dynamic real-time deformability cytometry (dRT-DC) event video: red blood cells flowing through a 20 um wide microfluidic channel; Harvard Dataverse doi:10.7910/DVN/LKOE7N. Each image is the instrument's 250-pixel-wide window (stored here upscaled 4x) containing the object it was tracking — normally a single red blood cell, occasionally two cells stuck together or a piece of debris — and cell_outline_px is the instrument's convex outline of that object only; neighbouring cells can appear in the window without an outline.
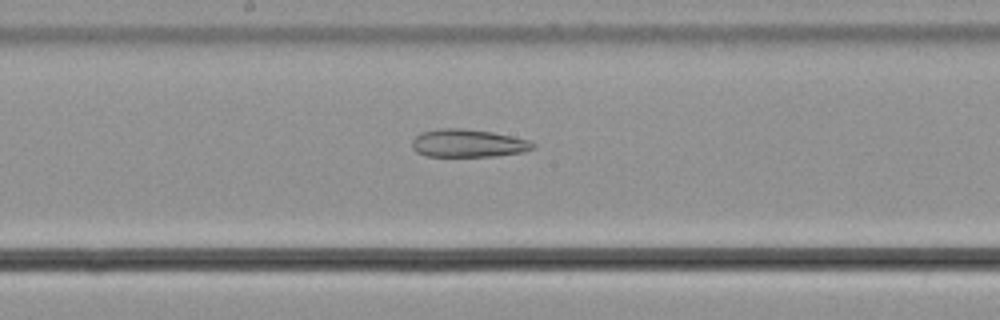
{"species": "common noctule bat (a hibernating species)", "species_latin": "Nyctalus noctula", "temperature_condition": "cold", "stored_images_in_passage": 54, "camera_frame_rate_fps": 3000, "um_per_image_px": 0.085, "animal": {"sex": "male", "body_mass_g": 21.5, "forearm_length_mm": 52.0}, "frame": {"image": 1, "passage_image": 29, "time_ms": 9.333, "image_size_px": [1000, 320], "cell_outline_px": [[536, 144], [532, 148], [524, 152], [496, 156], [428, 156], [416, 152], [412, 148], [412, 140], [420, 132], [436, 128], [464, 128], [492, 132], [532, 140]], "centroid_in_image_um": [39.79, 12.16], "position_along_channel_um": 208.4, "area_um2": 19.88}}
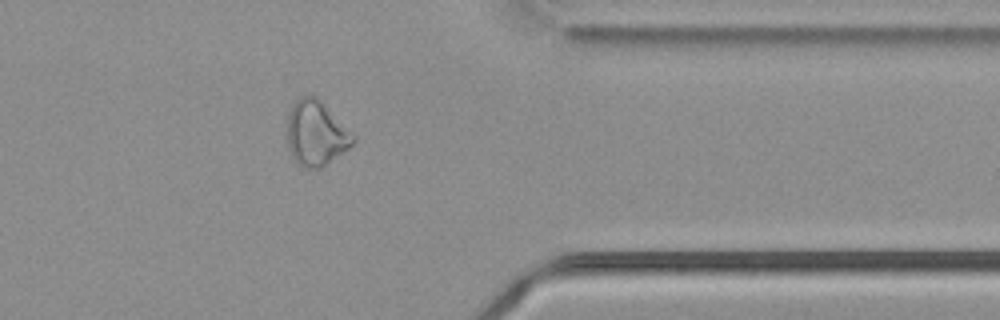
{"frame": {"image": 2, "passage_image": 44, "time_ms": 14.333, "image_size_px": [1000, 320], "cell_outline_px": [[356, 140], [348, 148], [320, 168], [304, 168], [292, 156], [288, 148], [288, 112], [292, 104], [300, 96], [308, 92], [316, 96], [356, 136]], "centroid_in_image_um": [26.85, 11.28], "position_along_channel_um": 384.6, "area_um2": 24.85}}
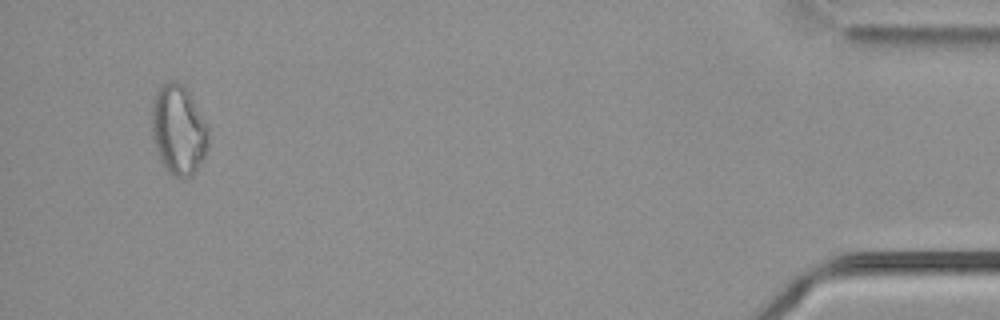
{"frame": {"image": 3, "passage_image": 52, "time_ms": 17.0, "image_size_px": [1000, 320], "cell_outline_px": [[208, 148], [196, 172], [192, 176], [172, 176], [168, 172], [160, 160], [152, 140], [152, 96], [160, 84], [168, 80], [176, 80], [184, 84], [208, 128]], "centroid_in_image_um": [15.14, 11.01], "position_along_channel_um": 420.1, "area_um2": 29.94}, "authors_computed_cell_mechanics": {"area_um2": 26.588, "velocity_mm_per_s": 3.7776, "shape_relaxation_time_tau1_ms": null, "shape_relaxation_time_tau2_ms": 8.9031, "deformation_change_tau1": null, "deformation_change_tau2": 0.2125}}